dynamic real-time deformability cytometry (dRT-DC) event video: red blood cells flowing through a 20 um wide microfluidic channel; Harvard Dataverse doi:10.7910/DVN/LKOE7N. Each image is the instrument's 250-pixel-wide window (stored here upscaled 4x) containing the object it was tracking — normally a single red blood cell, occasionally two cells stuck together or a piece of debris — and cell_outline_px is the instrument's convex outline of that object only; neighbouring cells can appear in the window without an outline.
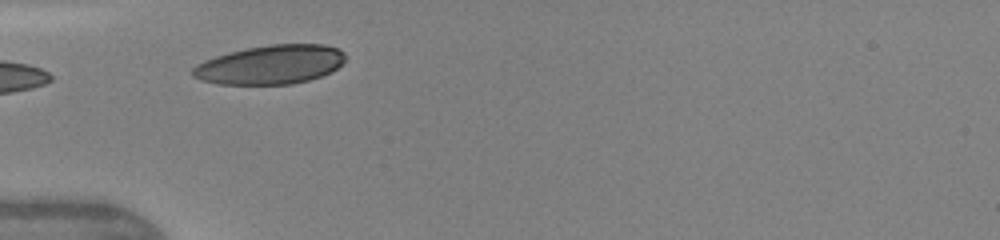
{"species": "human", "species_latin": "Homo sapiens", "temperature_condition": "warm", "stored_images_in_passage": 9, "camera_frame_rate_fps": 3000, "um_per_image_px": 0.085, "donor": {"sex": "female"}, "frame": {"image": 1, "passage_image": 2, "time_ms": 0.667, "image_size_px": [1000, 240], "cell_outline_px": [[344, 60], [332, 72], [308, 80], [292, 84], [216, 84], [200, 80], [192, 76], [192, 68], [196, 64], [204, 60], [216, 56], [244, 48], [268, 44], [324, 44], [340, 48], [344, 52]], "centroid_in_image_um": [22.97, 5.49], "position_along_channel_um": 62.0, "area_um2": 34.91}}